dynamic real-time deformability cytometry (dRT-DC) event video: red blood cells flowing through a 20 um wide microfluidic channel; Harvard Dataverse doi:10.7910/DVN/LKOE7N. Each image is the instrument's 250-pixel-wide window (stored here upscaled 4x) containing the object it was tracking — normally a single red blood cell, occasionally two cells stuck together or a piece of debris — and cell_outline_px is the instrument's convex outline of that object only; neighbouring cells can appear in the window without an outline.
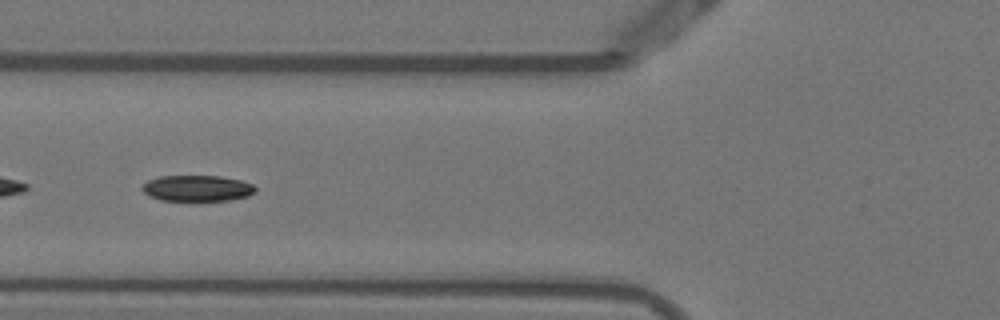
{"species": "Egyptian fruit bat (a non-hibernating species)", "species_latin": "Rousettus aegyptiacus", "temperature_condition": "warm", "stored_images_in_passage": 42, "camera_frame_rate_fps": 3000, "um_per_image_px": 0.085, "animal": {"sex": "female"}, "frame": {"image": 1, "passage_image": 9, "time_ms": 2.667, "image_size_px": [1000, 320], "cell_outline_px": [[256, 192], [248, 196], [232, 200], [160, 200], [148, 196], [140, 188], [148, 180], [160, 176], [220, 176], [240, 180], [252, 184], [256, 188]], "centroid_in_image_um": [16.76, 16.0], "position_along_channel_um": 109.0, "area_um2": 17.17}}
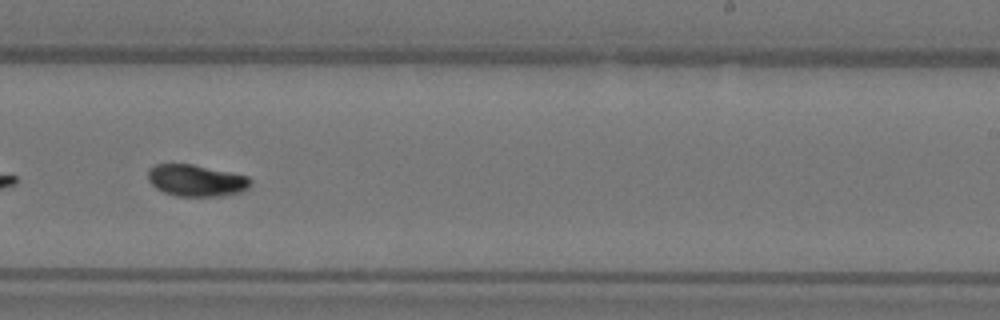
{"frame": {"image": 2, "passage_image": 22, "time_ms": 7.0, "image_size_px": [1000, 320], "cell_outline_px": [[252, 180], [248, 188], [240, 192], [220, 196], [176, 196], [164, 192], [156, 188], [148, 180], [148, 168], [156, 164], [192, 164], [248, 176]], "centroid_in_image_um": [16.66, 15.34], "position_along_channel_um": 272.3, "area_um2": 18.9}}
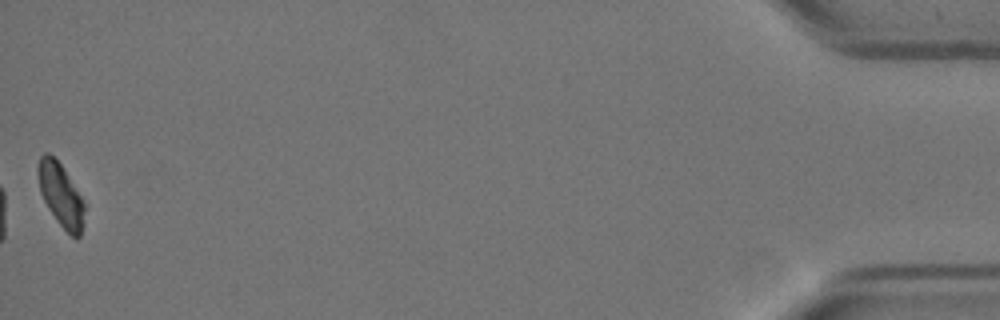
{"frame": {"image": 3, "passage_image": 42, "time_ms": 13.667, "image_size_px": [1000, 320], "cell_outline_px": [[84, 208], [80, 236], [76, 240], [56, 220], [48, 208], [40, 192], [36, 172], [36, 168], [40, 156], [44, 152], [48, 152], [60, 164], [80, 196], [84, 204]], "centroid_in_image_um": [5.11, 16.55], "position_along_channel_um": 430.1, "area_um2": 16.7}, "authors_computed_cell_mechanics": {"area_um2": 18.785, "velocity_mm_per_s": 3.7772, "shape_relaxation_time_tau1_ms": 2.8815, "shape_relaxation_time_tau2_ms": 4.1468, "deformation_change_tau1": 0.097, "deformation_change_tau2": 0.0564}}